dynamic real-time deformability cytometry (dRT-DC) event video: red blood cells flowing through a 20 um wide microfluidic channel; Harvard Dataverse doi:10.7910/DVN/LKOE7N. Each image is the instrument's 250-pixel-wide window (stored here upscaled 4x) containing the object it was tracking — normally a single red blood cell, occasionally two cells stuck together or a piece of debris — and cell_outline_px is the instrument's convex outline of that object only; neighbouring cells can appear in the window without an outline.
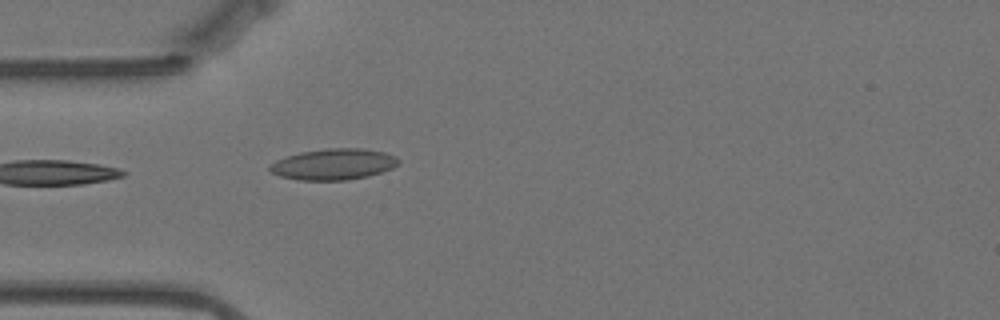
{"species": "Egyptian fruit bat (a non-hibernating species)", "species_latin": "Rousettus aegyptiacus", "temperature_condition": "warm", "stored_images_in_passage": 8, "camera_frame_rate_fps": 3000, "um_per_image_px": 0.085, "animal": {"sex": "female"}, "frame": {"image": 1, "passage_image": 1, "time_ms": 0.0, "image_size_px": [1000, 320], "cell_outline_px": [[400, 164], [392, 168], [368, 176], [348, 180], [300, 180], [280, 176], [272, 172], [268, 168], [268, 164], [276, 160], [300, 152], [324, 148], [360, 148], [384, 152], [396, 156], [400, 160]], "centroid_in_image_um": [28.36, 13.95], "position_along_channel_um": 56.6, "area_um2": 23.41}}
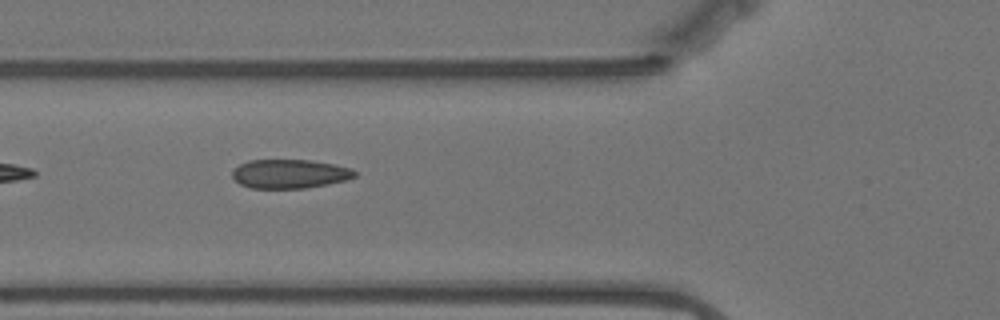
{"frame": {"image": 2, "passage_image": 5, "time_ms": 1.333, "image_size_px": [1000, 320], "cell_outline_px": [[356, 176], [348, 180], [328, 184], [304, 188], [252, 188], [240, 184], [232, 176], [232, 172], [240, 164], [248, 160], [312, 160], [352, 168], [356, 172]], "centroid_in_image_um": [24.65, 14.77], "position_along_channel_um": 101.1, "area_um2": 20.63}}